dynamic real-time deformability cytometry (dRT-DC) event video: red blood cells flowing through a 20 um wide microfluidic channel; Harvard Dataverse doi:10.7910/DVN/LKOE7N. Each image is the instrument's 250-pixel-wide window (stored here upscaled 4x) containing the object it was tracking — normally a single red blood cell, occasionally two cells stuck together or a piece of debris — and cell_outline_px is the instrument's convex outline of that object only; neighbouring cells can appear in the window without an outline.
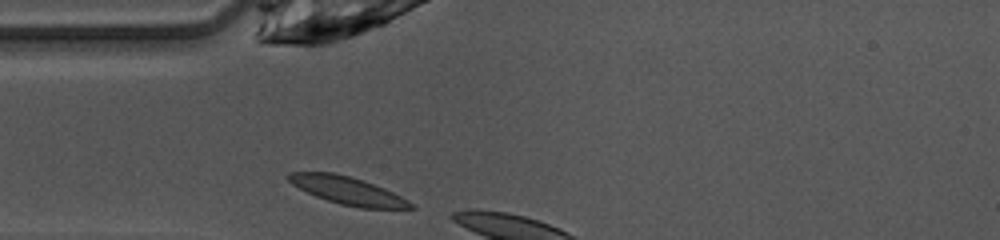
{"species": "common noctule bat (a hibernating species)", "species_latin": "Nyctalus noctula", "temperature_condition": "warm", "stored_images_in_passage": 3, "camera_frame_rate_fps": 3000, "um_per_image_px": 0.085, "animal": {"sex": "female", "body_mass_g": 10.0, "forearm_length_mm": 53.1}, "frame": {"image": 1, "passage_image": 1, "time_ms": 0.0, "image_size_px": [1000, 240], "cell_outline_px": [[416, 208], [360, 208], [340, 204], [316, 196], [292, 184], [284, 176], [288, 172], [332, 172], [364, 180], [384, 188], [408, 200]], "centroid_in_image_um": [29.51, 16.18], "position_along_channel_um": 55.5, "area_um2": 19.54}}